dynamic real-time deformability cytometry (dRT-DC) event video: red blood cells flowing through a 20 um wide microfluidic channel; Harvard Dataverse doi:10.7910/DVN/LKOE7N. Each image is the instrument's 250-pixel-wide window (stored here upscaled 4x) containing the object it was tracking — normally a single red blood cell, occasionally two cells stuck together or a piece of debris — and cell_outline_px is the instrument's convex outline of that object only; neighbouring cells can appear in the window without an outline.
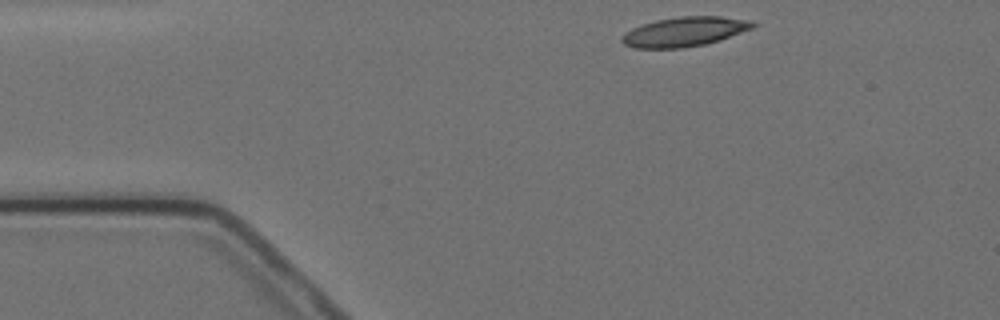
{"species": "Egyptian fruit bat (a non-hibernating species)", "species_latin": "Rousettus aegyptiacus", "temperature_condition": "cold", "stored_images_in_passage": 3, "camera_frame_rate_fps": 3000, "um_per_image_px": 0.085, "animal": {"sex": "female"}, "frame": {"image": 1, "passage_image": 1, "time_ms": 0.0, "image_size_px": [1000, 320], "cell_outline_px": [[756, 24], [752, 28], [720, 40], [704, 44], [684, 48], [636, 48], [624, 44], [620, 40], [620, 36], [624, 32], [632, 28], [656, 20], [680, 16], [720, 16], [752, 20]], "centroid_in_image_um": [58.16, 2.69], "position_along_channel_um": 26.8, "area_um2": 22.54}}
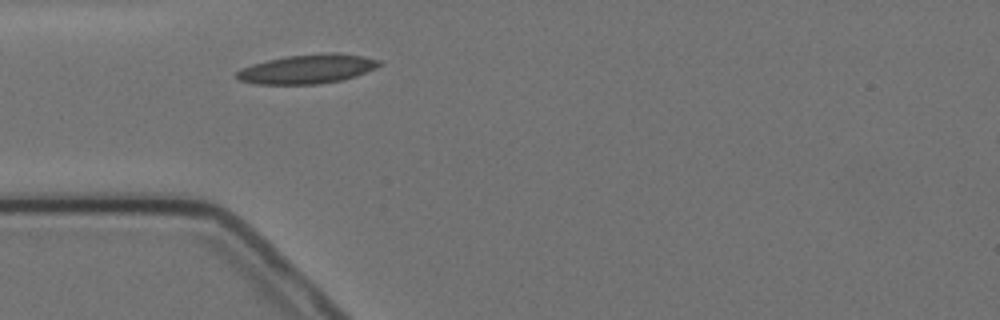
{"frame": {"image": 2, "passage_image": 3, "time_ms": 2.333, "image_size_px": [1000, 320], "cell_outline_px": [[384, 64], [376, 68], [356, 76], [340, 80], [316, 84], [256, 84], [240, 80], [236, 76], [236, 72], [240, 68], [252, 64], [268, 60], [288, 56], [328, 52], [336, 52], [364, 56], [380, 60]], "centroid_in_image_um": [26.16, 5.85], "position_along_channel_um": 58.8, "area_um2": 24.28}}